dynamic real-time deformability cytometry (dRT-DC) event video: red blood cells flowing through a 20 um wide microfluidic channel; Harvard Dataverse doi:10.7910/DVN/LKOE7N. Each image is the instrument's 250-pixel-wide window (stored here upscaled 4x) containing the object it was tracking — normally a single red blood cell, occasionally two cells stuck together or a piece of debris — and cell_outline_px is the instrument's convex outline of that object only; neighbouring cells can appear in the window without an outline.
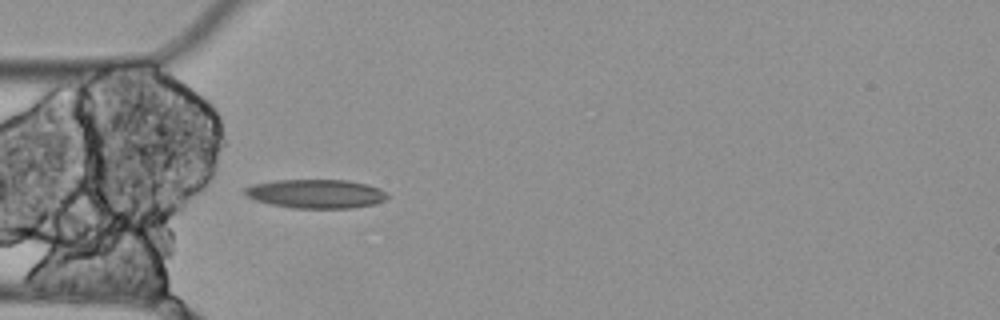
{"species": "Egyptian fruit bat (a non-hibernating species)", "species_latin": "Rousettus aegyptiacus", "temperature_condition": "cold", "stored_images_in_passage": 5, "camera_frame_rate_fps": 3000, "um_per_image_px": 0.085, "animal": {"sex": "female"}, "frame": {"image": 1, "passage_image": 5, "time_ms": 1.333, "image_size_px": [1000, 320], "cell_outline_px": [[388, 196], [384, 200], [376, 204], [352, 208], [292, 208], [272, 204], [256, 200], [244, 196], [244, 188], [252, 184], [276, 180], [348, 180], [368, 184], [380, 188], [388, 192]], "centroid_in_image_um": [26.88, 16.47], "position_along_channel_um": 58.1, "area_um2": 24.22}}